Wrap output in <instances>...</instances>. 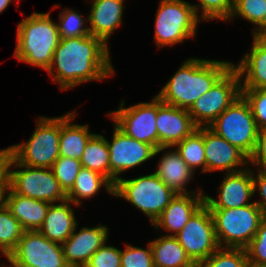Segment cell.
<instances>
[{
	"mask_svg": "<svg viewBox=\"0 0 266 267\" xmlns=\"http://www.w3.org/2000/svg\"><path fill=\"white\" fill-rule=\"evenodd\" d=\"M110 47L93 35L61 38L47 72L63 91L113 77Z\"/></svg>",
	"mask_w": 266,
	"mask_h": 267,
	"instance_id": "6da1fadb",
	"label": "cell"
},
{
	"mask_svg": "<svg viewBox=\"0 0 266 267\" xmlns=\"http://www.w3.org/2000/svg\"><path fill=\"white\" fill-rule=\"evenodd\" d=\"M226 60L185 59L156 96L165 104L189 109L232 67Z\"/></svg>",
	"mask_w": 266,
	"mask_h": 267,
	"instance_id": "7a4b0ae2",
	"label": "cell"
},
{
	"mask_svg": "<svg viewBox=\"0 0 266 267\" xmlns=\"http://www.w3.org/2000/svg\"><path fill=\"white\" fill-rule=\"evenodd\" d=\"M16 33L13 56L18 61L47 71L61 39L57 22L51 19L50 12H33L17 24Z\"/></svg>",
	"mask_w": 266,
	"mask_h": 267,
	"instance_id": "3957f363",
	"label": "cell"
},
{
	"mask_svg": "<svg viewBox=\"0 0 266 267\" xmlns=\"http://www.w3.org/2000/svg\"><path fill=\"white\" fill-rule=\"evenodd\" d=\"M31 137L4 148L18 163L51 168L59 158L60 116H39Z\"/></svg>",
	"mask_w": 266,
	"mask_h": 267,
	"instance_id": "277c9868",
	"label": "cell"
},
{
	"mask_svg": "<svg viewBox=\"0 0 266 267\" xmlns=\"http://www.w3.org/2000/svg\"><path fill=\"white\" fill-rule=\"evenodd\" d=\"M175 195L176 193L152 172L130 179L120 177L114 185L113 197L125 199L153 224Z\"/></svg>",
	"mask_w": 266,
	"mask_h": 267,
	"instance_id": "5b68a950",
	"label": "cell"
},
{
	"mask_svg": "<svg viewBox=\"0 0 266 267\" xmlns=\"http://www.w3.org/2000/svg\"><path fill=\"white\" fill-rule=\"evenodd\" d=\"M201 20L185 0H160L154 21V41L164 48L195 38Z\"/></svg>",
	"mask_w": 266,
	"mask_h": 267,
	"instance_id": "8992f818",
	"label": "cell"
},
{
	"mask_svg": "<svg viewBox=\"0 0 266 267\" xmlns=\"http://www.w3.org/2000/svg\"><path fill=\"white\" fill-rule=\"evenodd\" d=\"M220 247L246 248L259 229L262 210L255 204L239 208L210 209Z\"/></svg>",
	"mask_w": 266,
	"mask_h": 267,
	"instance_id": "52a82bcc",
	"label": "cell"
},
{
	"mask_svg": "<svg viewBox=\"0 0 266 267\" xmlns=\"http://www.w3.org/2000/svg\"><path fill=\"white\" fill-rule=\"evenodd\" d=\"M7 165L9 188L16 194L51 204L67 200V194L61 188L51 168L23 165L8 152Z\"/></svg>",
	"mask_w": 266,
	"mask_h": 267,
	"instance_id": "ba28073f",
	"label": "cell"
},
{
	"mask_svg": "<svg viewBox=\"0 0 266 267\" xmlns=\"http://www.w3.org/2000/svg\"><path fill=\"white\" fill-rule=\"evenodd\" d=\"M208 128L231 145L238 147L248 157L254 152L259 128L250 104L242 94Z\"/></svg>",
	"mask_w": 266,
	"mask_h": 267,
	"instance_id": "9c48e42d",
	"label": "cell"
},
{
	"mask_svg": "<svg viewBox=\"0 0 266 267\" xmlns=\"http://www.w3.org/2000/svg\"><path fill=\"white\" fill-rule=\"evenodd\" d=\"M241 95L238 72L231 67L206 93L188 109L195 125L208 127Z\"/></svg>",
	"mask_w": 266,
	"mask_h": 267,
	"instance_id": "30bf717a",
	"label": "cell"
},
{
	"mask_svg": "<svg viewBox=\"0 0 266 267\" xmlns=\"http://www.w3.org/2000/svg\"><path fill=\"white\" fill-rule=\"evenodd\" d=\"M125 104L123 99L117 110L108 113V118L128 137L157 149V96H153L150 102H140L128 107Z\"/></svg>",
	"mask_w": 266,
	"mask_h": 267,
	"instance_id": "8fae6325",
	"label": "cell"
},
{
	"mask_svg": "<svg viewBox=\"0 0 266 267\" xmlns=\"http://www.w3.org/2000/svg\"><path fill=\"white\" fill-rule=\"evenodd\" d=\"M175 237L196 265L209 258L220 247L211 211L205 204Z\"/></svg>",
	"mask_w": 266,
	"mask_h": 267,
	"instance_id": "7c38bea8",
	"label": "cell"
},
{
	"mask_svg": "<svg viewBox=\"0 0 266 267\" xmlns=\"http://www.w3.org/2000/svg\"><path fill=\"white\" fill-rule=\"evenodd\" d=\"M7 261L10 264L36 267H69L63 255L62 245L47 239L39 231H24Z\"/></svg>",
	"mask_w": 266,
	"mask_h": 267,
	"instance_id": "4fadbf2b",
	"label": "cell"
},
{
	"mask_svg": "<svg viewBox=\"0 0 266 267\" xmlns=\"http://www.w3.org/2000/svg\"><path fill=\"white\" fill-rule=\"evenodd\" d=\"M113 126L111 141L106 138V142L109 148L110 182L115 185L120 174L155 158L156 149L150 144L128 137L114 124Z\"/></svg>",
	"mask_w": 266,
	"mask_h": 267,
	"instance_id": "5bb4252c",
	"label": "cell"
},
{
	"mask_svg": "<svg viewBox=\"0 0 266 267\" xmlns=\"http://www.w3.org/2000/svg\"><path fill=\"white\" fill-rule=\"evenodd\" d=\"M223 179L217 188V196L204 194V204L209 209H231L246 206L254 198L253 168L243 167V170L224 173Z\"/></svg>",
	"mask_w": 266,
	"mask_h": 267,
	"instance_id": "9a60e30c",
	"label": "cell"
},
{
	"mask_svg": "<svg viewBox=\"0 0 266 267\" xmlns=\"http://www.w3.org/2000/svg\"><path fill=\"white\" fill-rule=\"evenodd\" d=\"M62 244L63 255L69 267H85L91 256L105 243H108L109 228L99 224L94 227H81Z\"/></svg>",
	"mask_w": 266,
	"mask_h": 267,
	"instance_id": "2e32d148",
	"label": "cell"
},
{
	"mask_svg": "<svg viewBox=\"0 0 266 267\" xmlns=\"http://www.w3.org/2000/svg\"><path fill=\"white\" fill-rule=\"evenodd\" d=\"M206 174L225 171L238 172L249 167V157L238 147L231 145L208 127H204Z\"/></svg>",
	"mask_w": 266,
	"mask_h": 267,
	"instance_id": "e0dca14e",
	"label": "cell"
},
{
	"mask_svg": "<svg viewBox=\"0 0 266 267\" xmlns=\"http://www.w3.org/2000/svg\"><path fill=\"white\" fill-rule=\"evenodd\" d=\"M156 126L158 148L174 147L198 129L187 109L165 104L158 97Z\"/></svg>",
	"mask_w": 266,
	"mask_h": 267,
	"instance_id": "ac0fdd59",
	"label": "cell"
},
{
	"mask_svg": "<svg viewBox=\"0 0 266 267\" xmlns=\"http://www.w3.org/2000/svg\"><path fill=\"white\" fill-rule=\"evenodd\" d=\"M170 148V149H169ZM172 148V149H171ZM169 149V151H167ZM174 149V150H173ZM163 152V153H162ZM161 154L154 173L176 194L205 193L203 189L188 190L187 185L195 177L193 170L186 164L173 147H159L155 155Z\"/></svg>",
	"mask_w": 266,
	"mask_h": 267,
	"instance_id": "d6986e66",
	"label": "cell"
},
{
	"mask_svg": "<svg viewBox=\"0 0 266 267\" xmlns=\"http://www.w3.org/2000/svg\"><path fill=\"white\" fill-rule=\"evenodd\" d=\"M204 194H176L152 226L156 231L167 232L164 235L175 236L204 204Z\"/></svg>",
	"mask_w": 266,
	"mask_h": 267,
	"instance_id": "ffe728a7",
	"label": "cell"
},
{
	"mask_svg": "<svg viewBox=\"0 0 266 267\" xmlns=\"http://www.w3.org/2000/svg\"><path fill=\"white\" fill-rule=\"evenodd\" d=\"M124 0H92L90 13L86 16L89 32L101 39L107 46L109 39L123 25Z\"/></svg>",
	"mask_w": 266,
	"mask_h": 267,
	"instance_id": "44dd1931",
	"label": "cell"
},
{
	"mask_svg": "<svg viewBox=\"0 0 266 267\" xmlns=\"http://www.w3.org/2000/svg\"><path fill=\"white\" fill-rule=\"evenodd\" d=\"M249 52L232 67L238 72L241 89H266V37L252 39Z\"/></svg>",
	"mask_w": 266,
	"mask_h": 267,
	"instance_id": "7402d4cb",
	"label": "cell"
},
{
	"mask_svg": "<svg viewBox=\"0 0 266 267\" xmlns=\"http://www.w3.org/2000/svg\"><path fill=\"white\" fill-rule=\"evenodd\" d=\"M73 205L69 200L50 204L45 220L38 231L52 242L62 245L78 224Z\"/></svg>",
	"mask_w": 266,
	"mask_h": 267,
	"instance_id": "603a6c76",
	"label": "cell"
},
{
	"mask_svg": "<svg viewBox=\"0 0 266 267\" xmlns=\"http://www.w3.org/2000/svg\"><path fill=\"white\" fill-rule=\"evenodd\" d=\"M51 203L24 197L7 191L5 205L11 214L20 222L25 231H38L42 226Z\"/></svg>",
	"mask_w": 266,
	"mask_h": 267,
	"instance_id": "cb8c5ba5",
	"label": "cell"
},
{
	"mask_svg": "<svg viewBox=\"0 0 266 267\" xmlns=\"http://www.w3.org/2000/svg\"><path fill=\"white\" fill-rule=\"evenodd\" d=\"M77 115L74 109L60 116L59 155L80 160L87 142L95 133L90 132L88 124H73Z\"/></svg>",
	"mask_w": 266,
	"mask_h": 267,
	"instance_id": "d4e9b609",
	"label": "cell"
},
{
	"mask_svg": "<svg viewBox=\"0 0 266 267\" xmlns=\"http://www.w3.org/2000/svg\"><path fill=\"white\" fill-rule=\"evenodd\" d=\"M150 244L154 267H197L175 236L161 235Z\"/></svg>",
	"mask_w": 266,
	"mask_h": 267,
	"instance_id": "484cf974",
	"label": "cell"
},
{
	"mask_svg": "<svg viewBox=\"0 0 266 267\" xmlns=\"http://www.w3.org/2000/svg\"><path fill=\"white\" fill-rule=\"evenodd\" d=\"M102 186L109 195L114 196V185L106 177L90 169L81 168L75 184L67 193V200L80 207L84 199L89 200L99 194Z\"/></svg>",
	"mask_w": 266,
	"mask_h": 267,
	"instance_id": "4316f807",
	"label": "cell"
},
{
	"mask_svg": "<svg viewBox=\"0 0 266 267\" xmlns=\"http://www.w3.org/2000/svg\"><path fill=\"white\" fill-rule=\"evenodd\" d=\"M80 162L82 168L98 172L110 181L109 148L105 135L95 133L89 139Z\"/></svg>",
	"mask_w": 266,
	"mask_h": 267,
	"instance_id": "83f0119b",
	"label": "cell"
},
{
	"mask_svg": "<svg viewBox=\"0 0 266 267\" xmlns=\"http://www.w3.org/2000/svg\"><path fill=\"white\" fill-rule=\"evenodd\" d=\"M173 148L193 172L200 168V174H206L204 127L196 129L190 136H187Z\"/></svg>",
	"mask_w": 266,
	"mask_h": 267,
	"instance_id": "f1b7e54d",
	"label": "cell"
},
{
	"mask_svg": "<svg viewBox=\"0 0 266 267\" xmlns=\"http://www.w3.org/2000/svg\"><path fill=\"white\" fill-rule=\"evenodd\" d=\"M266 13V0H234V7L229 21L237 17L253 24V35L264 37V15Z\"/></svg>",
	"mask_w": 266,
	"mask_h": 267,
	"instance_id": "f546056e",
	"label": "cell"
},
{
	"mask_svg": "<svg viewBox=\"0 0 266 267\" xmlns=\"http://www.w3.org/2000/svg\"><path fill=\"white\" fill-rule=\"evenodd\" d=\"M24 229L4 205L0 208V254L5 258L16 248Z\"/></svg>",
	"mask_w": 266,
	"mask_h": 267,
	"instance_id": "4dcf8cb0",
	"label": "cell"
},
{
	"mask_svg": "<svg viewBox=\"0 0 266 267\" xmlns=\"http://www.w3.org/2000/svg\"><path fill=\"white\" fill-rule=\"evenodd\" d=\"M72 8H63L58 15V31L60 38H74L90 35L88 18ZM86 25V27H85Z\"/></svg>",
	"mask_w": 266,
	"mask_h": 267,
	"instance_id": "1f68e13d",
	"label": "cell"
},
{
	"mask_svg": "<svg viewBox=\"0 0 266 267\" xmlns=\"http://www.w3.org/2000/svg\"><path fill=\"white\" fill-rule=\"evenodd\" d=\"M248 257L244 248L219 247L197 267H247Z\"/></svg>",
	"mask_w": 266,
	"mask_h": 267,
	"instance_id": "d6a6232c",
	"label": "cell"
},
{
	"mask_svg": "<svg viewBox=\"0 0 266 267\" xmlns=\"http://www.w3.org/2000/svg\"><path fill=\"white\" fill-rule=\"evenodd\" d=\"M197 1L199 3L192 4V6L198 18L203 22H209V20H222L224 22H227L232 14L234 7V0Z\"/></svg>",
	"mask_w": 266,
	"mask_h": 267,
	"instance_id": "836d02e7",
	"label": "cell"
},
{
	"mask_svg": "<svg viewBox=\"0 0 266 267\" xmlns=\"http://www.w3.org/2000/svg\"><path fill=\"white\" fill-rule=\"evenodd\" d=\"M81 168L80 160L59 156L52 165L51 170L61 188L67 194L75 184L76 177Z\"/></svg>",
	"mask_w": 266,
	"mask_h": 267,
	"instance_id": "e575fe53",
	"label": "cell"
},
{
	"mask_svg": "<svg viewBox=\"0 0 266 267\" xmlns=\"http://www.w3.org/2000/svg\"><path fill=\"white\" fill-rule=\"evenodd\" d=\"M121 267H154L150 241L146 249L125 244L121 249Z\"/></svg>",
	"mask_w": 266,
	"mask_h": 267,
	"instance_id": "d590c367",
	"label": "cell"
},
{
	"mask_svg": "<svg viewBox=\"0 0 266 267\" xmlns=\"http://www.w3.org/2000/svg\"><path fill=\"white\" fill-rule=\"evenodd\" d=\"M241 94L250 104L259 129L266 127V89H241Z\"/></svg>",
	"mask_w": 266,
	"mask_h": 267,
	"instance_id": "8d00e7d4",
	"label": "cell"
},
{
	"mask_svg": "<svg viewBox=\"0 0 266 267\" xmlns=\"http://www.w3.org/2000/svg\"><path fill=\"white\" fill-rule=\"evenodd\" d=\"M245 249L248 262L266 264V216L262 218L256 235Z\"/></svg>",
	"mask_w": 266,
	"mask_h": 267,
	"instance_id": "74e56055",
	"label": "cell"
},
{
	"mask_svg": "<svg viewBox=\"0 0 266 267\" xmlns=\"http://www.w3.org/2000/svg\"><path fill=\"white\" fill-rule=\"evenodd\" d=\"M85 267H121V249L105 243L91 256Z\"/></svg>",
	"mask_w": 266,
	"mask_h": 267,
	"instance_id": "f35d334b",
	"label": "cell"
},
{
	"mask_svg": "<svg viewBox=\"0 0 266 267\" xmlns=\"http://www.w3.org/2000/svg\"><path fill=\"white\" fill-rule=\"evenodd\" d=\"M249 166L266 170V127L259 129L254 152L249 157Z\"/></svg>",
	"mask_w": 266,
	"mask_h": 267,
	"instance_id": "ab89813d",
	"label": "cell"
},
{
	"mask_svg": "<svg viewBox=\"0 0 266 267\" xmlns=\"http://www.w3.org/2000/svg\"><path fill=\"white\" fill-rule=\"evenodd\" d=\"M253 192L254 196L259 193L260 199L254 203L262 210L263 216H266V170H253Z\"/></svg>",
	"mask_w": 266,
	"mask_h": 267,
	"instance_id": "60d3db41",
	"label": "cell"
},
{
	"mask_svg": "<svg viewBox=\"0 0 266 267\" xmlns=\"http://www.w3.org/2000/svg\"><path fill=\"white\" fill-rule=\"evenodd\" d=\"M9 189V173L7 165V151L0 149V208L5 205Z\"/></svg>",
	"mask_w": 266,
	"mask_h": 267,
	"instance_id": "b9f144b4",
	"label": "cell"
},
{
	"mask_svg": "<svg viewBox=\"0 0 266 267\" xmlns=\"http://www.w3.org/2000/svg\"><path fill=\"white\" fill-rule=\"evenodd\" d=\"M13 2V0H0V14Z\"/></svg>",
	"mask_w": 266,
	"mask_h": 267,
	"instance_id": "7bdbcfd3",
	"label": "cell"
},
{
	"mask_svg": "<svg viewBox=\"0 0 266 267\" xmlns=\"http://www.w3.org/2000/svg\"><path fill=\"white\" fill-rule=\"evenodd\" d=\"M0 265L2 266V267H36V266H28V265H25V264H8L7 266H6V264L4 263H0Z\"/></svg>",
	"mask_w": 266,
	"mask_h": 267,
	"instance_id": "ee69618b",
	"label": "cell"
},
{
	"mask_svg": "<svg viewBox=\"0 0 266 267\" xmlns=\"http://www.w3.org/2000/svg\"><path fill=\"white\" fill-rule=\"evenodd\" d=\"M247 267H266V264H255L248 262Z\"/></svg>",
	"mask_w": 266,
	"mask_h": 267,
	"instance_id": "f6af8a7d",
	"label": "cell"
},
{
	"mask_svg": "<svg viewBox=\"0 0 266 267\" xmlns=\"http://www.w3.org/2000/svg\"><path fill=\"white\" fill-rule=\"evenodd\" d=\"M264 37H266V13L264 15Z\"/></svg>",
	"mask_w": 266,
	"mask_h": 267,
	"instance_id": "bcb514c9",
	"label": "cell"
},
{
	"mask_svg": "<svg viewBox=\"0 0 266 267\" xmlns=\"http://www.w3.org/2000/svg\"><path fill=\"white\" fill-rule=\"evenodd\" d=\"M13 1H14V2H15V1L18 2V3H16V5H18V6L20 5L19 2H20L21 0H13Z\"/></svg>",
	"mask_w": 266,
	"mask_h": 267,
	"instance_id": "7dc6e473",
	"label": "cell"
}]
</instances>
